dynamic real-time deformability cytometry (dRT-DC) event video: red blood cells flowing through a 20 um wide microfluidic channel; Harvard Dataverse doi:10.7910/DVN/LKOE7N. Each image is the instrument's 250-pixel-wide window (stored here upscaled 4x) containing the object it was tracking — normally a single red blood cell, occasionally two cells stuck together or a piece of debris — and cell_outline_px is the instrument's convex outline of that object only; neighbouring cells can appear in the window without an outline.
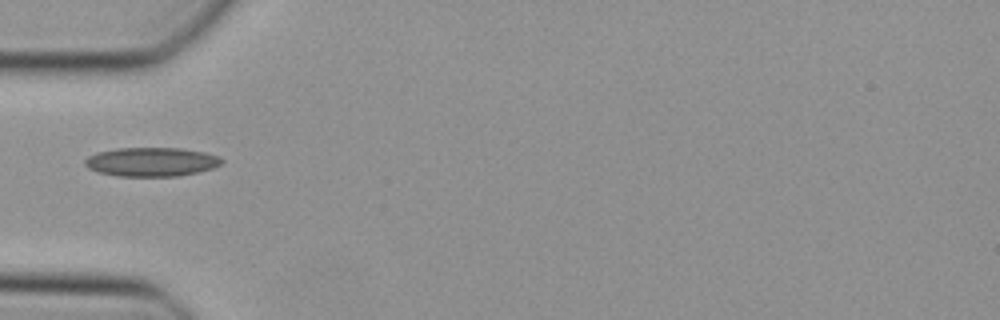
{"species": "Egyptian fruit bat (a non-hibernating species)", "species_latin": "Rousettus aegyptiacus", "temperature_condition": "cold", "stored_images_in_passage": 22, "camera_frame_rate_fps": 3000, "um_per_image_px": 0.085, "animal": {"sex": "female"}, "frame": {"image": 1, "passage_image": 1, "time_ms": 0.0, "image_size_px": [1000, 320], "cell_outline_px": [[224, 160], [220, 164], [212, 168], [180, 176], [116, 176], [96, 172], [88, 168], [84, 164], [84, 160], [88, 156], [96, 152], [116, 148], [184, 148], [204, 152], [220, 156]], "centroid_in_image_um": [12.84, 13.75], "position_along_channel_um": 72.2, "area_um2": 23.29}}
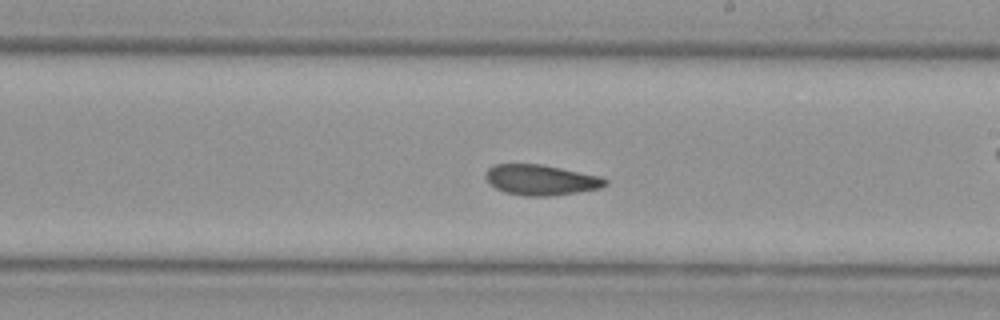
{"frame": {"image": 2, "passage_image": 10, "time_ms": 3.0, "image_size_px": [1000, 320], "cell_outline_px": [[608, 184], [600, 188], [576, 192], [548, 196], [524, 196], [504, 192], [488, 184], [484, 176], [488, 168], [496, 164], [540, 164], [600, 176], [608, 180]], "centroid_in_image_um": [45.94, 15.29], "position_along_channel_um": 243.1, "area_um2": 21.21}}
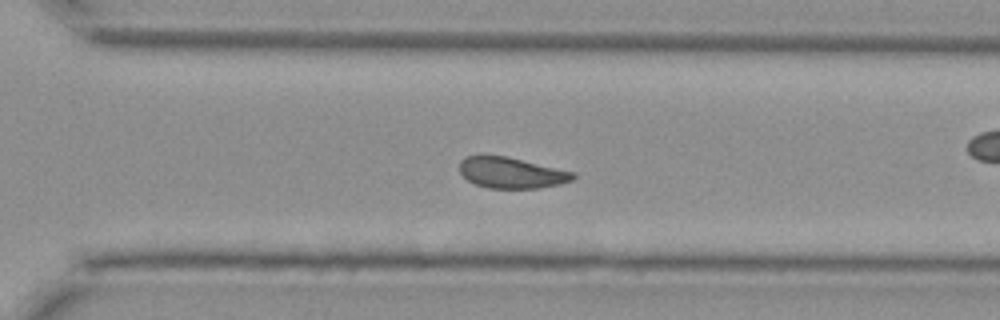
{"frame": {"image": 3, "passage_image": 16, "time_ms": 5.0, "image_size_px": [1000, 320], "cell_outline_px": [[576, 176], [572, 180], [560, 184], [540, 188], [488, 188], [476, 184], [468, 180], [460, 172], [460, 160], [468, 156], [508, 156], [576, 172]], "centroid_in_image_um": [43.52, 14.69], "position_along_channel_um": 327.1, "area_um2": 20.46}}